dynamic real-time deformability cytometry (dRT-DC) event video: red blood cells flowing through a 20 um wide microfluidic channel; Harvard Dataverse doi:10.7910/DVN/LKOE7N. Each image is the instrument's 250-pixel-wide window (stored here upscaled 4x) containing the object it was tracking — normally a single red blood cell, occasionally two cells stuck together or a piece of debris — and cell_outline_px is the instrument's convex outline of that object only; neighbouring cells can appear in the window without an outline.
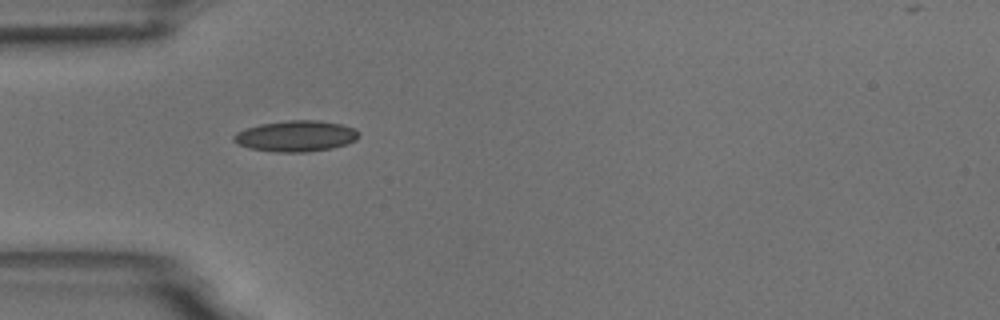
{"species": "common noctule bat (a hibernating species)", "species_latin": "Nyctalus noctula", "temperature_condition": "room temperature", "stored_images_in_passage": 2, "camera_frame_rate_fps": 3000, "um_per_image_px": 0.085, "animal": {"sex": "male", "body_mass_g": 18.8}, "frame": {"image": 1, "passage_image": 1, "time_ms": 0.0, "image_size_px": [1000, 320], "cell_outline_px": [[360, 136], [356, 140], [332, 148], [308, 152], [276, 152], [248, 148], [236, 144], [232, 140], [232, 136], [236, 132], [244, 128], [260, 124], [288, 120], [320, 120], [340, 124], [356, 128], [360, 132]], "centroid_in_image_um": [25.13, 11.56], "position_along_channel_um": 59.9, "area_um2": 22.89}}